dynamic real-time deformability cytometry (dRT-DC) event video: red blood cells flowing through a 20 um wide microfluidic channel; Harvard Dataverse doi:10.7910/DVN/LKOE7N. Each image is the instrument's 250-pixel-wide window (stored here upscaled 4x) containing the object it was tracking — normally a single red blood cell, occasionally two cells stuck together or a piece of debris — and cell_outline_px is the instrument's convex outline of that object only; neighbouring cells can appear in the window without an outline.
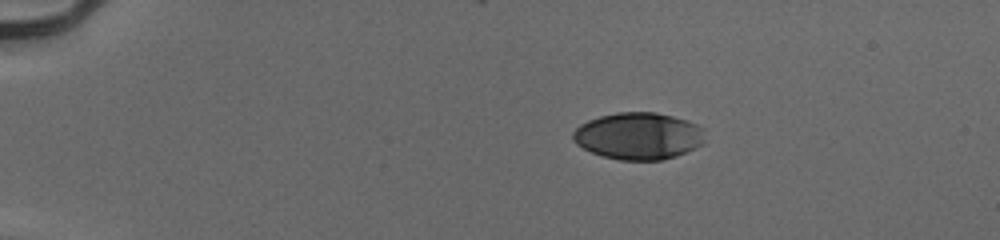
{"species": "human", "species_latin": "Homo sapiens", "temperature_condition": "cold", "stored_images_in_passage": 44, "camera_frame_rate_fps": 3000, "um_per_image_px": 0.085, "donor": {"sex": "male"}, "frame": {"image": 1, "passage_image": 1, "time_ms": 0.0, "image_size_px": [1000, 240], "cell_outline_px": [[704, 144], [676, 156], [660, 160], [620, 160], [604, 156], [592, 152], [576, 144], [572, 136], [572, 132], [580, 124], [588, 120], [600, 116], [616, 112], [656, 112], [672, 116], [696, 124], [704, 128]], "centroid_in_image_um": [54.27, 11.55], "position_along_channel_um": 30.7, "area_um2": 36.13}}
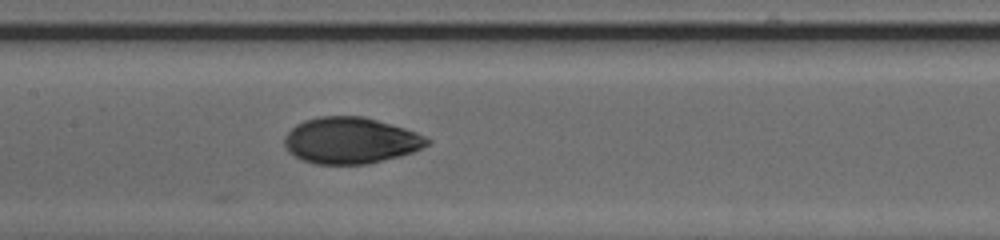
{"frame": {"image": 2, "passage_image": 19, "time_ms": 6.0, "image_size_px": [1000, 240], "cell_outline_px": [[432, 140], [428, 144], [412, 152], [400, 156], [368, 164], [316, 164], [300, 160], [288, 152], [284, 144], [284, 136], [296, 124], [304, 120], [320, 116], [364, 116], [404, 128], [416, 132]], "centroid_in_image_um": [29.77, 11.94], "position_along_channel_um": 177.6, "area_um2": 38.61}}
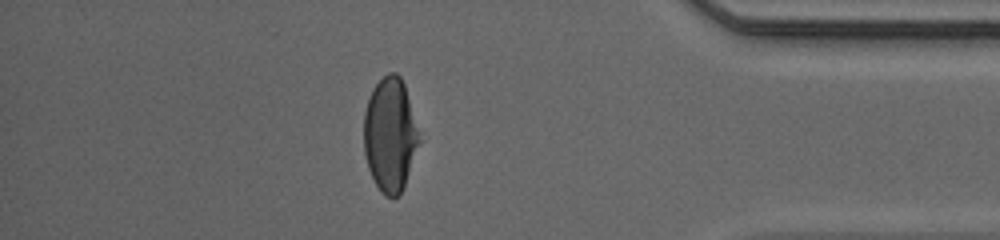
{"frame": {"image": 3, "passage_image": 38, "time_ms": 12.333, "image_size_px": [1000, 240], "cell_outline_px": [[424, 140], [404, 184], [400, 192], [396, 196], [384, 196], [380, 192], [368, 168], [364, 152], [364, 112], [372, 88], [388, 72], [396, 72], [400, 76], [404, 84]], "centroid_in_image_um": [33.21, 11.44], "position_along_channel_um": 402.0, "area_um2": 37.45}, "authors_computed_cell_mechanics": {"area_um2": 38.2058, "velocity_mm_per_s": 3.9538, "shape_relaxation_time_tau1_ms": 3.9748, "shape_relaxation_time_tau2_ms": 1.2783, "deformation_change_tau1": 0.182, "deformation_change_tau2": 0.0414}}